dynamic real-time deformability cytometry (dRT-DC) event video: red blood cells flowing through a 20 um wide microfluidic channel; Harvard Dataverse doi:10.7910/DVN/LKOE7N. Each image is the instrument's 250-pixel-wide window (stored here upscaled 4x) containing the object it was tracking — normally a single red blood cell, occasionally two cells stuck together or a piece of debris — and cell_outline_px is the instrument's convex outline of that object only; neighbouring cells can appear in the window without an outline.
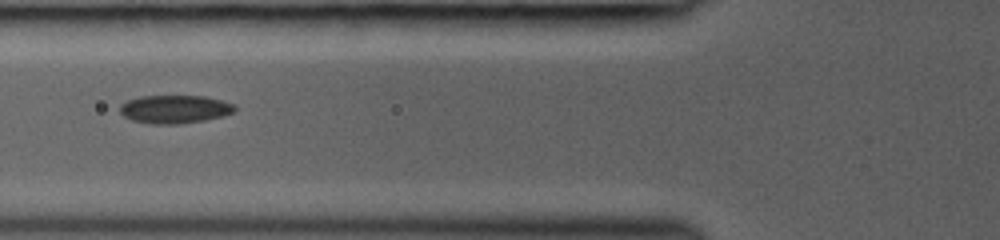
{"species": "common noctule bat (a hibernating species)", "species_latin": "Nyctalus noctula", "temperature_condition": "room temperature", "stored_images_in_passage": 19, "camera_frame_rate_fps": 3000, "um_per_image_px": 0.085, "animal": {"sex": "female", "body_mass_g": 19.0, "forearm_length_mm": 53.3}, "frame": {"image": 1, "passage_image": 11, "time_ms": 5.667, "image_size_px": [1000, 240], "cell_outline_px": [[236, 108], [232, 112], [220, 116], [204, 120], [180, 124], [152, 124], [132, 120], [124, 116], [120, 112], [120, 104], [128, 100], [140, 96], [204, 96], [220, 100], [232, 104]], "centroid_in_image_um": [14.8, 9.28], "position_along_channel_um": 111.0, "area_um2": 18.67}}
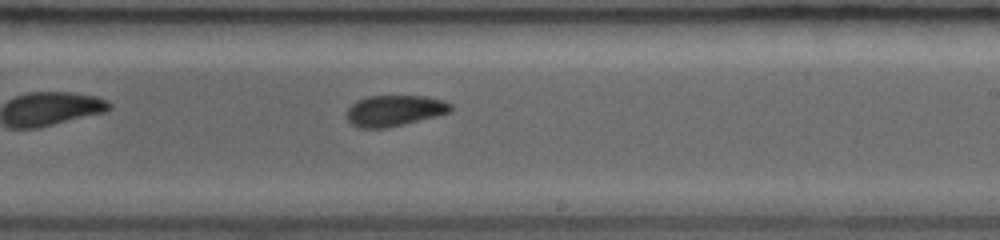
{"frame": {"image": 2, "passage_image": 19, "time_ms": 9.0, "image_size_px": [1000, 240], "cell_outline_px": [[452, 108], [448, 112], [436, 116], [388, 128], [360, 128], [352, 124], [348, 120], [348, 108], [356, 100], [368, 96], [428, 96], [444, 100], [452, 104]], "centroid_in_image_um": [33.54, 9.39], "position_along_channel_um": 255.5, "area_um2": 18.73}}